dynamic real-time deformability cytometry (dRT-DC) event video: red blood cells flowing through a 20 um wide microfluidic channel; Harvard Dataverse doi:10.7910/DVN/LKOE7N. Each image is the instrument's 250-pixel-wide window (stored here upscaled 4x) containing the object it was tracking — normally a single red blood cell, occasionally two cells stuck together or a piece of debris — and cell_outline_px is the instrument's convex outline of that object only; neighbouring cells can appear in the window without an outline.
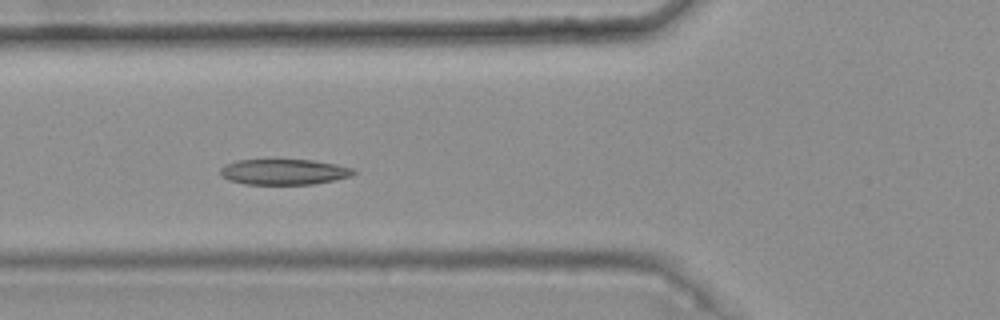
{"species": "common noctule bat (a hibernating species)", "species_latin": "Nyctalus noctula", "temperature_condition": "warm", "stored_images_in_passage": 10, "camera_frame_rate_fps": 3000, "um_per_image_px": 0.085, "animal": {"sex": "female", "body_mass_g": 25.1}, "frame": {"image": 1, "passage_image": 5, "time_ms": 1.333, "image_size_px": [1000, 320], "cell_outline_px": [[356, 172], [352, 176], [312, 184], [244, 184], [228, 180], [220, 176], [220, 168], [224, 164], [236, 160], [312, 160], [336, 164], [352, 168]], "centroid_in_image_um": [24.08, 14.61], "position_along_channel_um": 101.7, "area_um2": 19.88}}
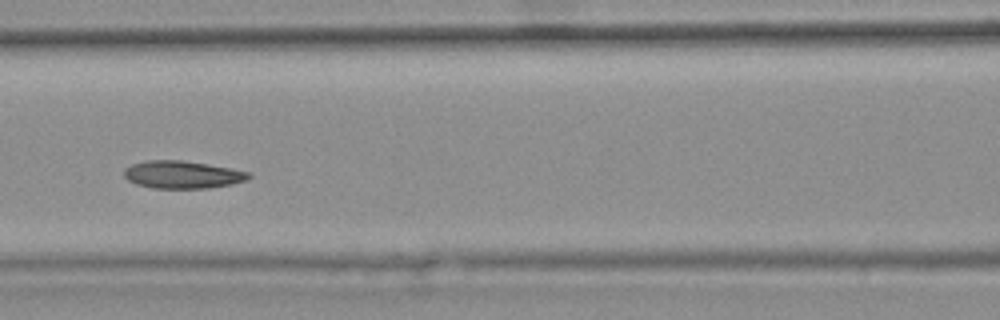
{"frame": {"image": 2, "passage_image": 6, "time_ms": 1.667, "image_size_px": [1000, 320], "cell_outline_px": [[252, 176], [244, 180], [232, 184], [208, 188], [152, 188], [136, 184], [128, 180], [124, 176], [124, 168], [132, 164], [148, 160], [184, 160], [232, 168], [252, 172]], "centroid_in_image_um": [15.51, 14.84], "position_along_channel_um": 151.1, "area_um2": 20.17}}
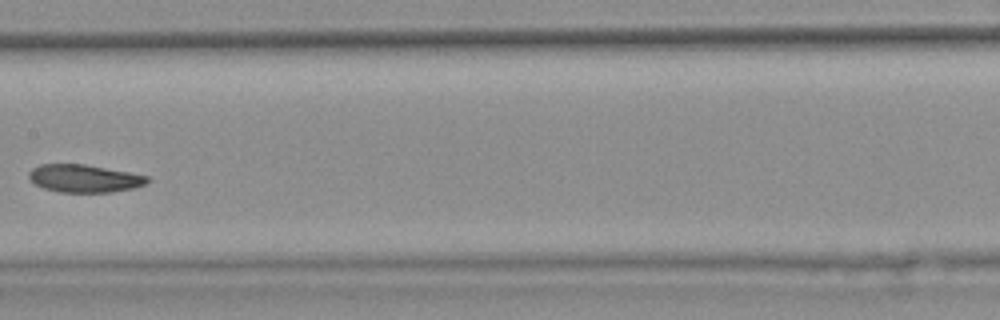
{"frame": {"image": 3, "passage_image": 7, "time_ms": 2.0, "image_size_px": [1000, 320], "cell_outline_px": [[152, 180], [144, 184], [132, 188], [112, 192], [60, 192], [44, 188], [36, 184], [28, 176], [28, 172], [32, 168], [40, 164], [84, 164], [128, 172], [148, 176]], "centroid_in_image_um": [7.16, 15.16], "position_along_channel_um": 200.2, "area_um2": 19.02}}